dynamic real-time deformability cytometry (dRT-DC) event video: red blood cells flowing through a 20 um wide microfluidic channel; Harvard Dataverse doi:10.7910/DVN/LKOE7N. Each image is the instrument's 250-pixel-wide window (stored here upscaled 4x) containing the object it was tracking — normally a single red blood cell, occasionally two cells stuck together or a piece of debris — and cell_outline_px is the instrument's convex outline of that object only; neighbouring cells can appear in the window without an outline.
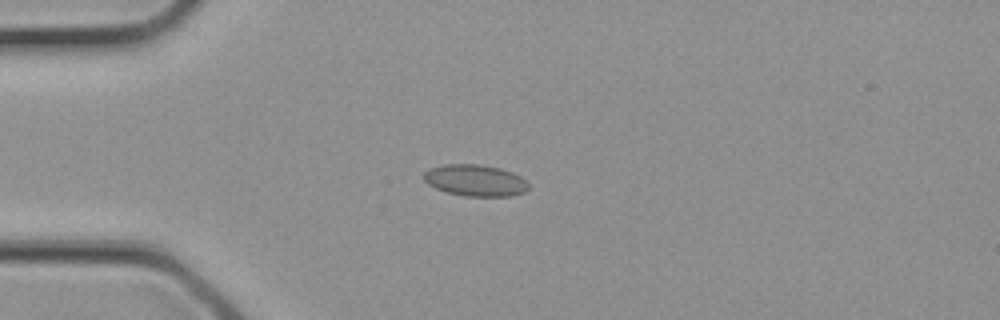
{"species": "common noctule bat (a hibernating species)", "species_latin": "Nyctalus noctula", "temperature_condition": "cold", "stored_images_in_passage": 3, "camera_frame_rate_fps": 3000, "um_per_image_px": 0.085, "animal": {"sex": "female", "body_mass_g": 21.9}, "frame": {"image": 1, "passage_image": 2, "time_ms": 0.333, "image_size_px": [1000, 320], "cell_outline_px": [[528, 188], [524, 192], [512, 196], [464, 196], [448, 192], [436, 188], [428, 184], [424, 180], [424, 172], [428, 168], [444, 164], [480, 164], [500, 168], [512, 172], [520, 176], [528, 184]], "centroid_in_image_um": [40.38, 15.32], "position_along_channel_um": 44.6, "area_um2": 19.25}}